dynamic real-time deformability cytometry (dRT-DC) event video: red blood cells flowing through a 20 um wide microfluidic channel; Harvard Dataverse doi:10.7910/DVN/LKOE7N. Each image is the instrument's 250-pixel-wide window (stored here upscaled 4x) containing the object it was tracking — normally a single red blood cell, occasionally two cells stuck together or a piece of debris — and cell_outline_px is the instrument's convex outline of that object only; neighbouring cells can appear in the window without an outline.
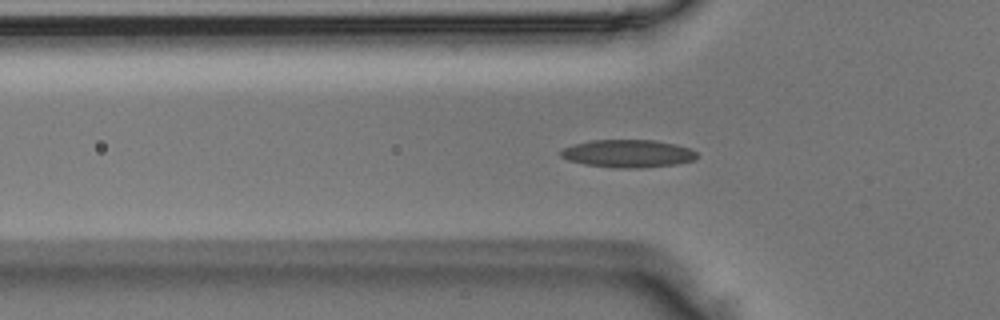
{"species": "Egyptian fruit bat (a non-hibernating species)", "species_latin": "Rousettus aegyptiacus", "temperature_condition": "room temperature", "stored_images_in_passage": 42, "camera_frame_rate_fps": 3000, "um_per_image_px": 0.085, "animal": {"sex": "male"}, "frame": {"image": 1, "passage_image": 7, "time_ms": 2.0, "image_size_px": [1000, 320], "cell_outline_px": [[696, 156], [692, 160], [676, 164], [644, 168], [612, 168], [584, 164], [568, 160], [560, 156], [560, 152], [564, 148], [572, 144], [588, 140], [656, 140], [676, 144], [688, 148], [696, 152]], "centroid_in_image_um": [53.33, 13.05], "position_along_channel_um": 72.5, "area_um2": 22.14}}
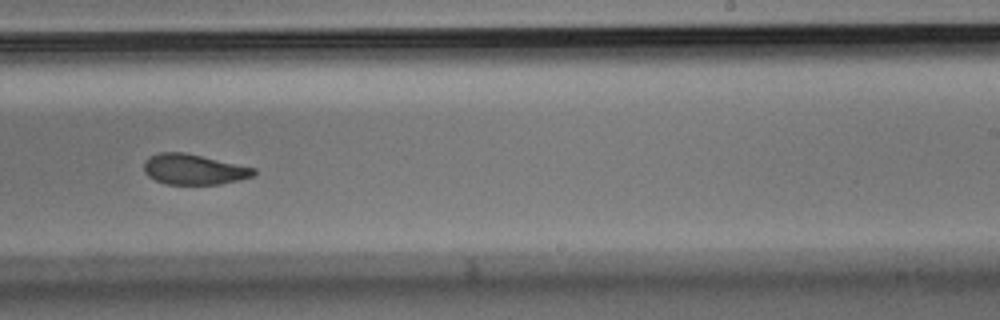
{"frame": {"image": 2, "passage_image": 22, "time_ms": 7.0, "image_size_px": [1000, 320], "cell_outline_px": [[256, 172], [252, 176], [240, 180], [220, 184], [168, 184], [156, 180], [148, 176], [144, 172], [144, 160], [148, 156], [160, 152], [184, 152], [256, 168]], "centroid_in_image_um": [16.45, 14.39], "position_along_channel_um": 272.5, "area_um2": 19.48}}
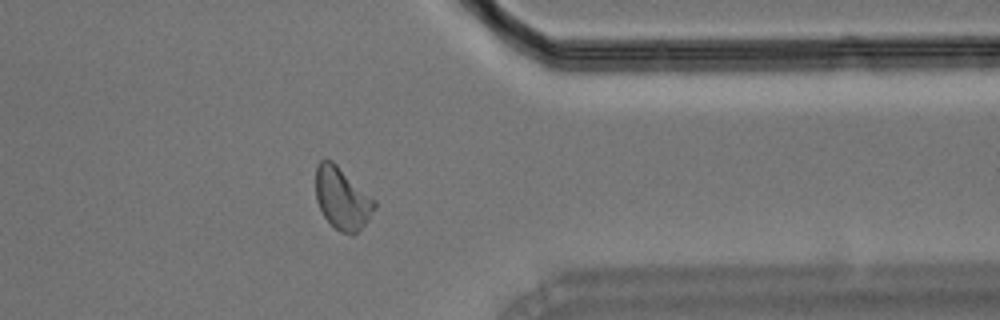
{"frame": {"image": 3, "passage_image": 31, "time_ms": 10.0, "image_size_px": [1000, 320], "cell_outline_px": [[376, 204], [368, 220], [352, 236], [340, 232], [324, 216], [316, 200], [316, 164], [320, 160], [332, 160], [376, 200]], "centroid_in_image_um": [29.07, 16.85], "position_along_channel_um": 382.3, "area_um2": 21.04}}